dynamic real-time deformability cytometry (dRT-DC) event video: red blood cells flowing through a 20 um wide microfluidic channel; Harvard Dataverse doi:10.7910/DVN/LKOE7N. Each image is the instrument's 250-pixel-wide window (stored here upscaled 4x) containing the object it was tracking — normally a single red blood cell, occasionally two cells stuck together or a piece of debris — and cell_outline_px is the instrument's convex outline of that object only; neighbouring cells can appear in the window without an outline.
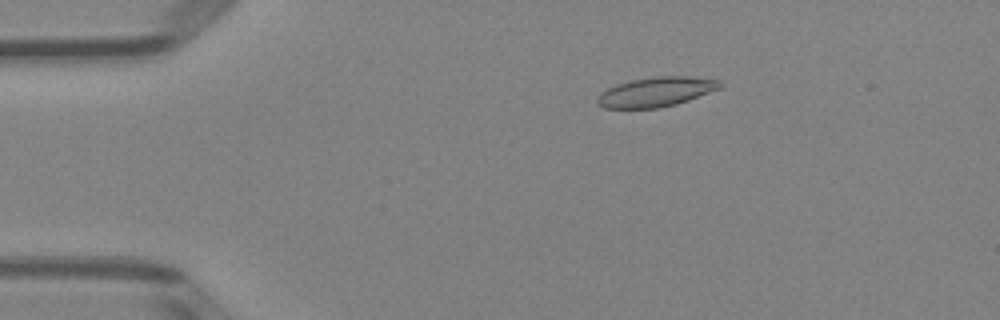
{"species": "Egyptian fruit bat (a non-hibernating species)", "species_latin": "Rousettus aegyptiacus", "temperature_condition": "room temperature", "stored_images_in_passage": 8, "camera_frame_rate_fps": 3000, "um_per_image_px": 0.085, "animal": {"sex": "female"}, "frame": {"image": 1, "passage_image": 3, "time_ms": 2.667, "image_size_px": [1000, 320], "cell_outline_px": [[724, 84], [720, 88], [688, 100], [676, 104], [660, 108], [604, 108], [596, 104], [596, 96], [600, 92], [616, 84], [628, 80], [656, 76], [688, 76], [720, 80]], "centroid_in_image_um": [55.72, 7.8], "position_along_channel_um": 29.3, "area_um2": 21.39}}
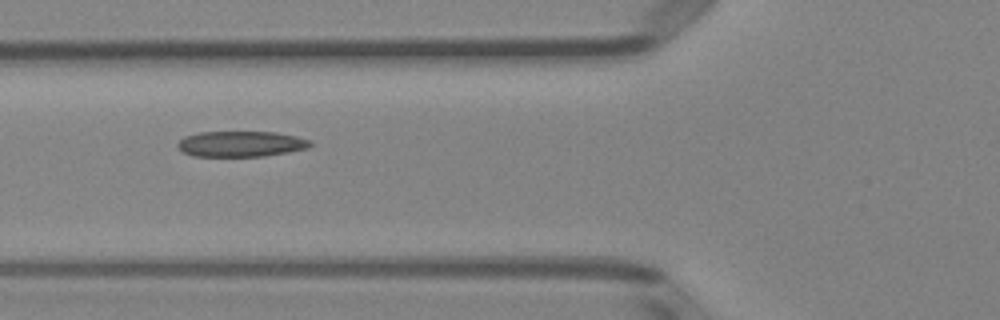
{"frame": {"image": 2, "passage_image": 6, "time_ms": 6.0, "image_size_px": [1000, 320], "cell_outline_px": [[312, 144], [308, 148], [288, 152], [264, 156], [192, 156], [184, 152], [176, 144], [184, 136], [200, 132], [276, 132], [296, 136], [312, 140]], "centroid_in_image_um": [20.5, 12.23], "position_along_channel_um": 105.3, "area_um2": 19.83}}
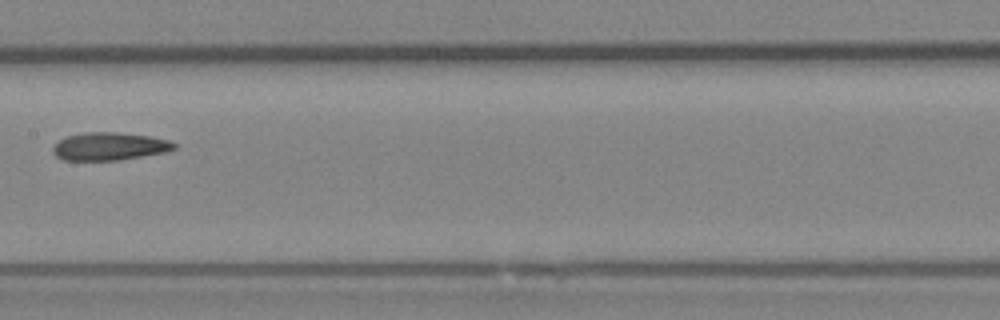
{"frame": {"image": 3, "passage_image": 8, "time_ms": 8.333, "image_size_px": [1000, 320], "cell_outline_px": [[176, 148], [164, 152], [120, 160], [64, 160], [56, 156], [52, 152], [52, 148], [64, 136], [84, 132], [116, 132], [148, 136], [168, 140], [176, 144]], "centroid_in_image_um": [9.26, 12.44], "position_along_channel_um": 198.1, "area_um2": 19.59}}